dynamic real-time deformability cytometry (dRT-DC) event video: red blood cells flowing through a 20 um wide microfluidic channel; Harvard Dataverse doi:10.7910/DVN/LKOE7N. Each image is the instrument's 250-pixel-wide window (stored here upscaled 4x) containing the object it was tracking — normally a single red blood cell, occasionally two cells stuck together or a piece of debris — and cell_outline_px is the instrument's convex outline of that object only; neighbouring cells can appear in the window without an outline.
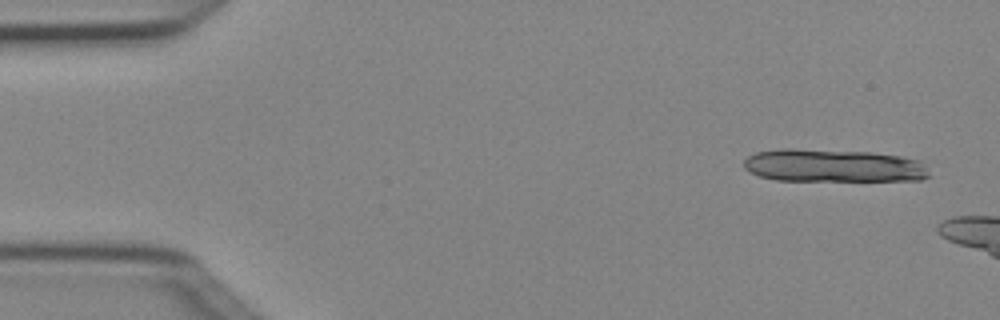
{"species": "Egyptian fruit bat (a non-hibernating species)", "species_latin": "Rousettus aegyptiacus", "temperature_condition": "cold", "stored_images_in_passage": 3, "camera_frame_rate_fps": 3000, "um_per_image_px": 0.085, "animal": {"sex": "female"}, "frame": {"image": 1, "passage_image": 1, "time_ms": 0.0, "image_size_px": [1000, 320], "cell_outline_px": [[932, 176], [920, 180], [776, 180], [760, 176], [748, 172], [744, 168], [744, 160], [748, 156], [756, 152], [784, 148], [792, 148], [872, 152], [900, 156], [920, 160]], "centroid_in_image_um": [70.83, 14.07], "position_along_channel_um": 14.2, "area_um2": 35.66}}